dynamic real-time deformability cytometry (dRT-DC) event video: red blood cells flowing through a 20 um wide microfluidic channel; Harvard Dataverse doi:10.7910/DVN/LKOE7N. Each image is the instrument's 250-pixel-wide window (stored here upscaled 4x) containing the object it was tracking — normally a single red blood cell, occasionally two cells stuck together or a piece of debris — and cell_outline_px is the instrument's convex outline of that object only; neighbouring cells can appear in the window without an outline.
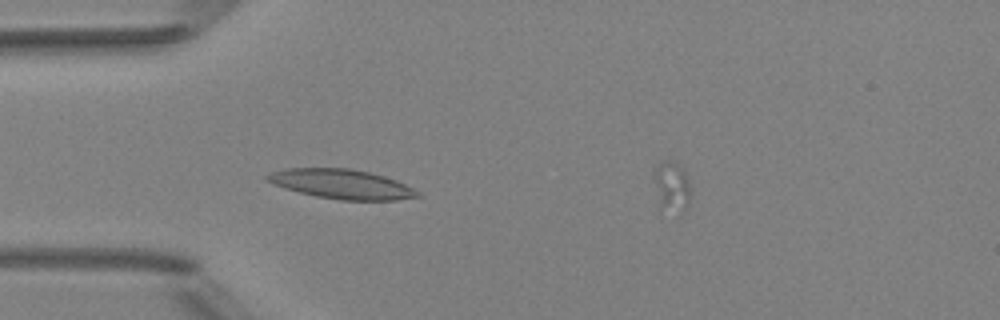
{"species": "Egyptian fruit bat (a non-hibernating species)", "species_latin": "Rousettus aegyptiacus", "temperature_condition": "room temperature", "stored_images_in_passage": 3, "camera_frame_rate_fps": 3000, "um_per_image_px": 0.085, "animal": {"sex": "female"}, "frame": {"image": 1, "passage_image": 3, "time_ms": 2.333, "image_size_px": [1000, 320], "cell_outline_px": [[424, 196], [396, 200], [340, 200], [316, 196], [284, 188], [268, 180], [264, 176], [272, 172], [284, 168], [348, 168], [368, 172], [384, 176], [396, 180], [420, 192]], "centroid_in_image_um": [29.07, 15.65], "position_along_channel_um": 55.9, "area_um2": 25.66}}